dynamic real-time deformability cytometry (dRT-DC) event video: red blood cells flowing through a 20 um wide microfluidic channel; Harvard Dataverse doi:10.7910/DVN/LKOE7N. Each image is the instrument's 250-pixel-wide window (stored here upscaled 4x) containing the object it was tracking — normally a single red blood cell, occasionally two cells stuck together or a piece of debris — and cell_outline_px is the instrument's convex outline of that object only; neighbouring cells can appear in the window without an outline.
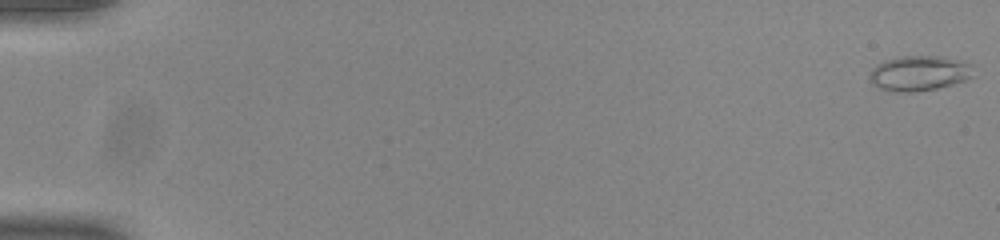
{"species": "common noctule bat (a hibernating species)", "species_latin": "Nyctalus noctula", "temperature_condition": "room temperature", "stored_images_in_passage": 16, "camera_frame_rate_fps": 3000, "um_per_image_px": 0.085, "animal": {"sex": "male", "body_mass_g": 20.0, "forearm_length_mm": 53.3}, "frame": {"image": 1, "passage_image": 1, "time_ms": 0.0, "image_size_px": [1000, 240], "cell_outline_px": [[972, 76], [964, 80], [952, 84], [936, 88], [912, 92], [896, 92], [880, 88], [872, 84], [868, 76], [872, 68], [876, 64], [884, 60], [900, 56], [944, 56], [960, 60], [972, 64]], "centroid_in_image_um": [78.1, 6.21], "position_along_channel_um": 6.9, "area_um2": 21.33}}